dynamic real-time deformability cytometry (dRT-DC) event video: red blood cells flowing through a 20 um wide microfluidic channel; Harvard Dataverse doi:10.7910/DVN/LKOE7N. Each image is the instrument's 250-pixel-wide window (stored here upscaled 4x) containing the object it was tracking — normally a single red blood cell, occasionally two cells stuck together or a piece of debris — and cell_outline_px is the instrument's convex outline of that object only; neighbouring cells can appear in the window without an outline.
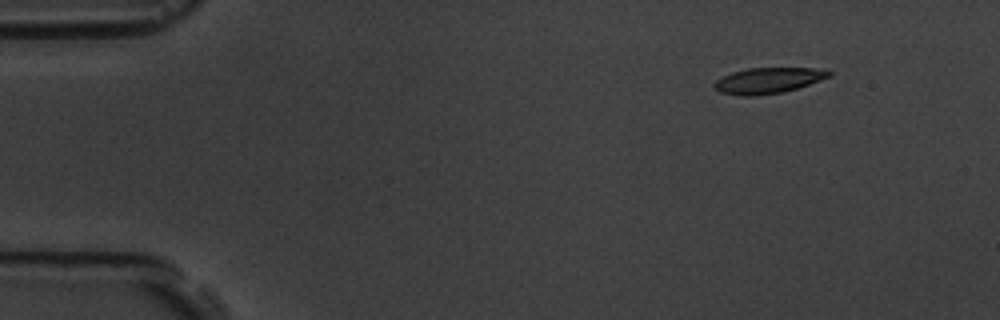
{"species": "common noctule bat (a hibernating species)", "species_latin": "Nyctalus noctula", "temperature_condition": "room temperature", "stored_images_in_passage": 6, "camera_frame_rate_fps": 3000, "um_per_image_px": 0.085, "animal": {"sex": "male", "body_mass_g": 19.5, "forearm_length_mm": 54.6}, "frame": {"image": 1, "passage_image": 2, "time_ms": 1.333, "image_size_px": [1000, 320], "cell_outline_px": [[832, 76], [784, 92], [752, 96], [744, 96], [720, 92], [712, 88], [712, 84], [716, 80], [732, 72], [748, 68], [828, 68], [832, 72]], "centroid_in_image_um": [65.31, 6.83], "position_along_channel_um": 19.7, "area_um2": 17.34}}
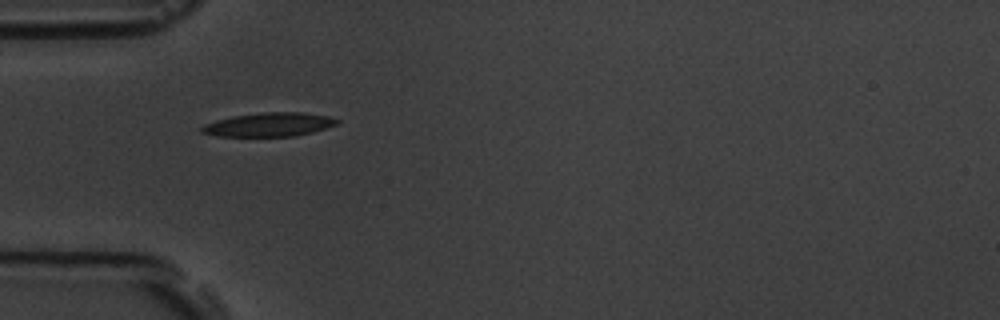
{"frame": {"image": 2, "passage_image": 5, "time_ms": 5.0, "image_size_px": [1000, 320], "cell_outline_px": [[340, 120], [336, 124], [312, 132], [296, 136], [216, 136], [200, 132], [200, 128], [204, 124], [216, 120], [232, 116], [264, 112], [304, 112], [328, 116]], "centroid_in_image_um": [22.84, 10.58], "position_along_channel_um": 62.2, "area_um2": 18.73}}
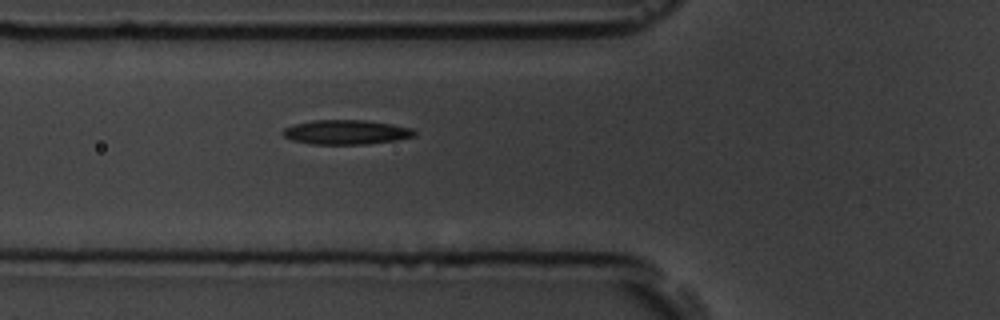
{"frame": {"image": 3, "passage_image": 6, "time_ms": 6.0, "image_size_px": [1000, 320], "cell_outline_px": [[416, 132], [412, 136], [396, 140], [368, 144], [312, 144], [292, 140], [284, 136], [280, 132], [284, 128], [292, 124], [312, 120], [364, 120], [392, 124], [412, 128]], "centroid_in_image_um": [29.37, 11.23], "position_along_channel_um": 96.4, "area_um2": 18.79}}